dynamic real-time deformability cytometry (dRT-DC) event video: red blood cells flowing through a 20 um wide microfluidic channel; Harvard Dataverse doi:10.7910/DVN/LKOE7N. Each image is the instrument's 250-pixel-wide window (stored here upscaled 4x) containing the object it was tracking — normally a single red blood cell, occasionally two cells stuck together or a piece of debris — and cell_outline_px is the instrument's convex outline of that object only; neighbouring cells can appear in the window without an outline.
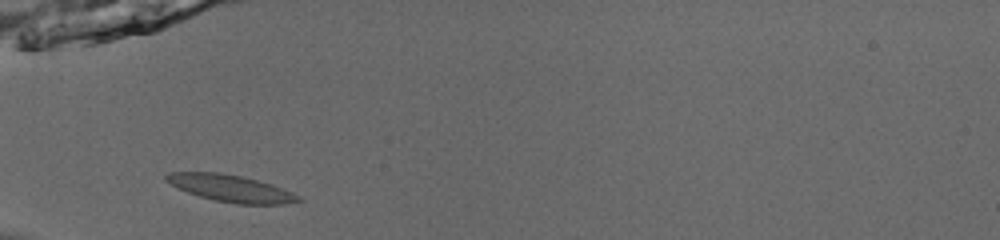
{"species": "common noctule bat (a hibernating species)", "species_latin": "Nyctalus noctula", "temperature_condition": "room temperature", "stored_images_in_passage": 36, "camera_frame_rate_fps": 3000, "um_per_image_px": 0.085, "animal": {"sex": "male", "body_mass_g": 13.0, "forearm_length_mm": 53.1}, "frame": {"image": 1, "passage_image": 2, "time_ms": 0.333, "image_size_px": [1000, 240], "cell_outline_px": [[304, 200], [284, 204], [236, 204], [216, 200], [200, 196], [188, 192], [172, 184], [164, 176], [168, 172], [220, 172], [240, 176], [272, 184], [292, 192], [300, 196]], "centroid_in_image_um": [19.67, 16.01], "position_along_channel_um": 65.3, "area_um2": 20.46}}
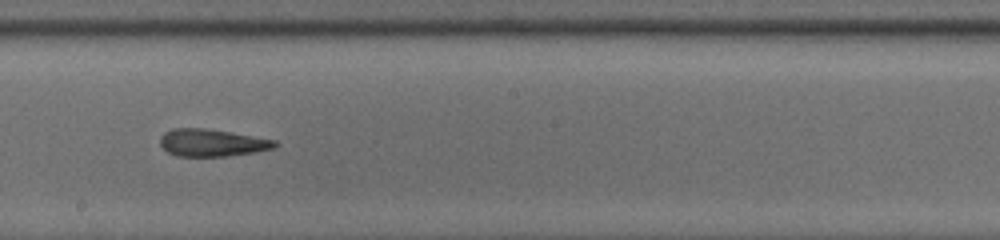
{"frame": {"image": 2, "passage_image": 15, "time_ms": 4.667, "image_size_px": [1000, 240], "cell_outline_px": [[280, 144], [276, 148], [256, 152], [228, 156], [176, 156], [168, 152], [160, 144], [160, 136], [164, 132], [172, 128], [204, 128], [276, 140]], "centroid_in_image_um": [18.03, 12.14], "position_along_channel_um": 230.2, "area_um2": 18.32}}
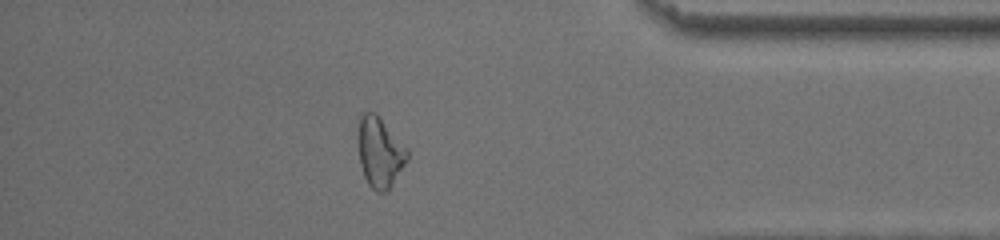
{"frame": {"image": 3, "passage_image": 30, "time_ms": 9.667, "image_size_px": [1000, 240], "cell_outline_px": [[408, 160], [388, 192], [376, 192], [368, 184], [364, 176], [360, 164], [360, 116], [364, 112], [376, 112], [408, 148]], "centroid_in_image_um": [32.34, 12.97], "position_along_channel_um": 402.9, "area_um2": 20.0}, "authors_computed_cell_mechanics": {"area_um2": 19.1318, "velocity_mm_per_s": 3.8722, "shape_relaxation_time_tau1_ms": 5.1761, "shape_relaxation_time_tau2_ms": 2.4254, "deformation_change_tau1": 0.1539, "deformation_change_tau2": 0.1227}}